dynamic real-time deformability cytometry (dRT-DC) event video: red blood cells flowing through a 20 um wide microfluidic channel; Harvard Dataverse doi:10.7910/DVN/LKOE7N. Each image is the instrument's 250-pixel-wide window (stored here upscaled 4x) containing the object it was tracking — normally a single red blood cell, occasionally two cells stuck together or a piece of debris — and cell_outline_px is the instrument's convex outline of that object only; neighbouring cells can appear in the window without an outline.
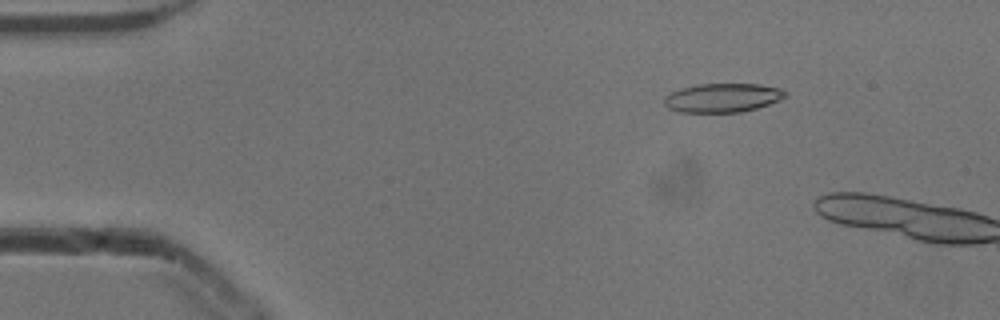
{"species": "common noctule bat (a hibernating species)", "species_latin": "Nyctalus noctula", "temperature_condition": "cold", "stored_images_in_passage": 3, "camera_frame_rate_fps": 3000, "um_per_image_px": 0.085, "animal": {"sex": "male", "body_mass_g": 13.3}, "frame": {"image": 1, "passage_image": 1, "time_ms": 0.0, "image_size_px": [1000, 320], "cell_outline_px": [[788, 96], [780, 100], [756, 108], [740, 112], [680, 112], [668, 108], [664, 104], [664, 96], [680, 88], [700, 84], [760, 84], [780, 88], [788, 92]], "centroid_in_image_um": [61.44, 8.31], "position_along_channel_um": 23.6, "area_um2": 20.46}}